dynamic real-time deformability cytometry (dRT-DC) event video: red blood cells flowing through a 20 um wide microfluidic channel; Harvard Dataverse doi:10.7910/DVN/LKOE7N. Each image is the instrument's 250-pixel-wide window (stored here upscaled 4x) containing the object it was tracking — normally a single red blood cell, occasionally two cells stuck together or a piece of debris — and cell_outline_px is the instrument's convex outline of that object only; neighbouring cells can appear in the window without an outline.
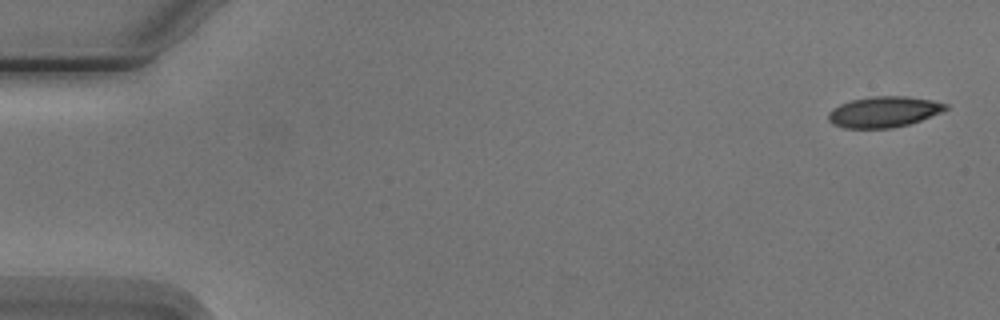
{"species": "Egyptian fruit bat (a non-hibernating species)", "species_latin": "Rousettus aegyptiacus", "temperature_condition": "cold", "stored_images_in_passage": 7, "segment_of_instrument_passage": [1, 2], "camera_frame_rate_fps": 3000, "um_per_image_px": 0.085, "animal": {"sex": "male"}, "frame": {"image": 1, "passage_image": 1, "time_ms": 0.0, "image_size_px": [1000, 320], "cell_outline_px": [[948, 108], [940, 112], [920, 120], [908, 124], [892, 128], [844, 128], [832, 124], [828, 120], [828, 112], [832, 108], [840, 104], [852, 100], [872, 96], [904, 96], [932, 100], [948, 104]], "centroid_in_image_um": [75.08, 9.51], "position_along_channel_um": 9.9, "area_um2": 20.98}}
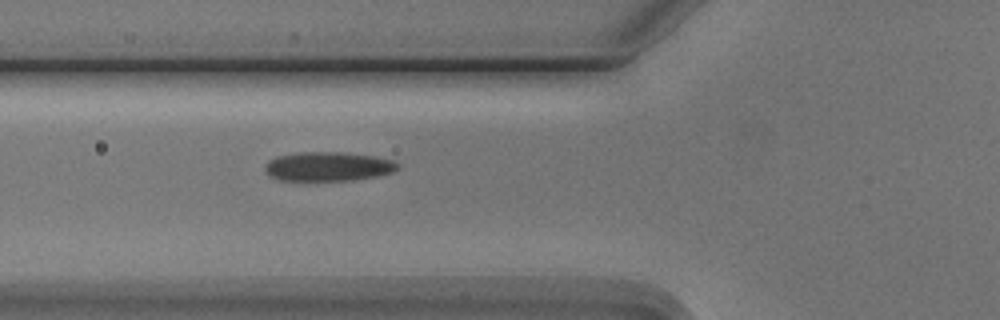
{"frame": {"image": 2, "passage_image": 6, "time_ms": 6.0, "image_size_px": [1000, 320], "cell_outline_px": [[400, 168], [392, 172], [376, 176], [356, 180], [276, 180], [264, 168], [268, 160], [276, 156], [296, 152], [340, 152], [372, 156], [392, 160], [400, 164]], "centroid_in_image_um": [27.89, 14.14], "position_along_channel_um": 97.9, "area_um2": 22.54}}